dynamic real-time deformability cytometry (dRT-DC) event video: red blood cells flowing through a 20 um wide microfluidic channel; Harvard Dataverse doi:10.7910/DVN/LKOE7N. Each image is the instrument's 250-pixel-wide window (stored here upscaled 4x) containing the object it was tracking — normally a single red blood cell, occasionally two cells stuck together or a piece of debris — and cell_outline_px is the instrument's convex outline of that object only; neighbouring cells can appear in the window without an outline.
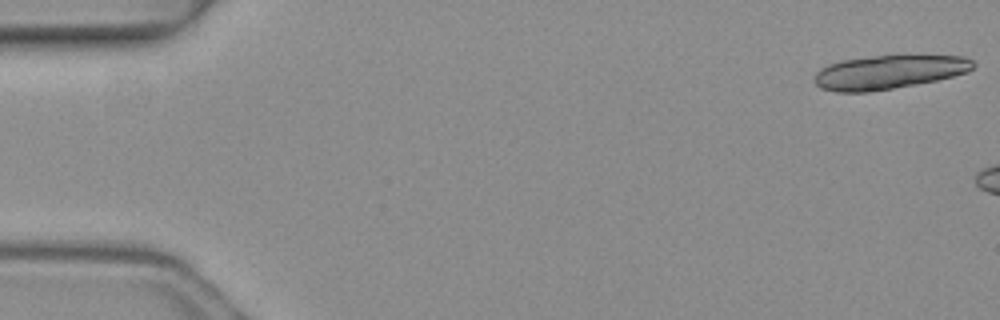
{"species": "common noctule bat (a hibernating species)", "species_latin": "Nyctalus noctula", "temperature_condition": "warm", "stored_images_in_passage": 2, "camera_frame_rate_fps": 3000, "um_per_image_px": 0.085, "animal": {"sex": "female", "body_mass_g": 19.3, "forearm_length_mm": 54.1}, "frame": {"image": 1, "passage_image": 1, "time_ms": 0.0, "image_size_px": [1000, 320], "cell_outline_px": [[976, 64], [968, 72], [936, 80], [892, 88], [868, 92], [836, 92], [820, 88], [812, 80], [816, 72], [820, 68], [828, 64], [840, 60], [872, 56], [964, 56], [972, 60]], "centroid_in_image_um": [75.48, 6.13], "position_along_channel_um": 9.5, "area_um2": 31.15}}